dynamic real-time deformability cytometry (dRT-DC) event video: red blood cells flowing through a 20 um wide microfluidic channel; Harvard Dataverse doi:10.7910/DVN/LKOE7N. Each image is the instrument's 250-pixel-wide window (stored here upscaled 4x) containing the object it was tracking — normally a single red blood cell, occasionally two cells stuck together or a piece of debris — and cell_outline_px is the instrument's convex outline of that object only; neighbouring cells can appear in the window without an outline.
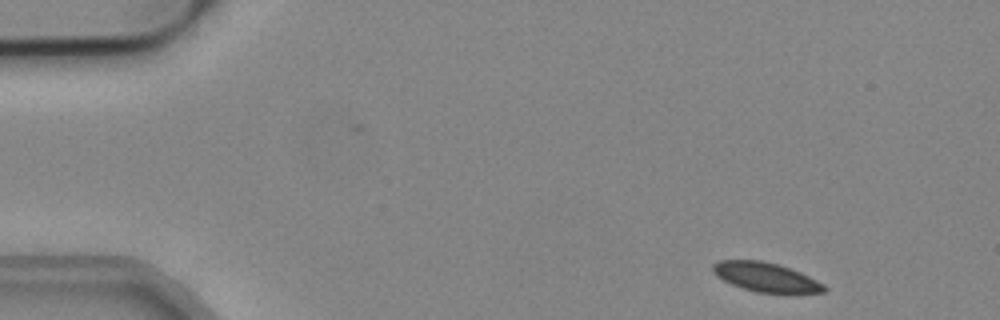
{"species": "common noctule bat (a hibernating species)", "species_latin": "Nyctalus noctula", "temperature_condition": "cold", "stored_images_in_passage": 51, "camera_frame_rate_fps": 3000, "um_per_image_px": 0.085, "animal": {"sex": "male", "body_mass_g": 19.2, "forearm_length_mm": 51.8}, "frame": {"image": 1, "passage_image": 2, "time_ms": 0.333, "image_size_px": [1000, 320], "cell_outline_px": [[828, 288], [824, 292], [756, 292], [732, 284], [716, 276], [712, 272], [712, 264], [720, 260], [760, 260], [776, 264], [800, 272], [824, 284]], "centroid_in_image_um": [65.05, 23.54], "position_along_channel_um": 19.9, "area_um2": 18.55}}
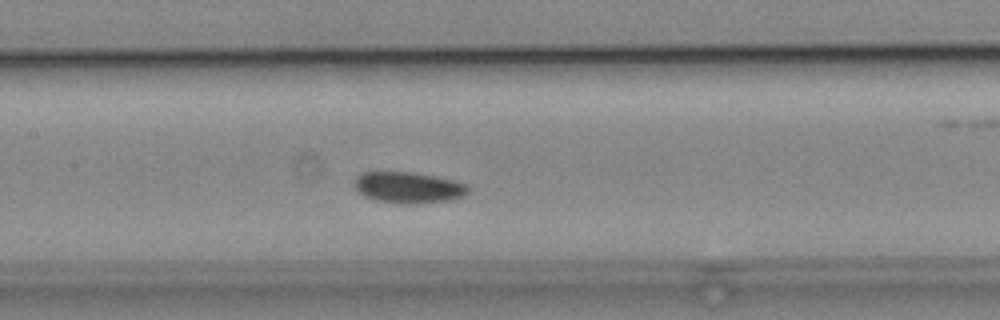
{"frame": {"image": 2, "passage_image": 22, "time_ms": 7.0, "image_size_px": [1000, 320], "cell_outline_px": [[468, 192], [464, 196], [448, 200], [420, 204], [412, 204], [376, 200], [364, 196], [356, 188], [356, 176], [364, 172], [412, 172], [452, 180], [464, 184], [468, 188]], "centroid_in_image_um": [34.71, 15.94], "position_along_channel_um": 172.7, "area_um2": 20.23}}
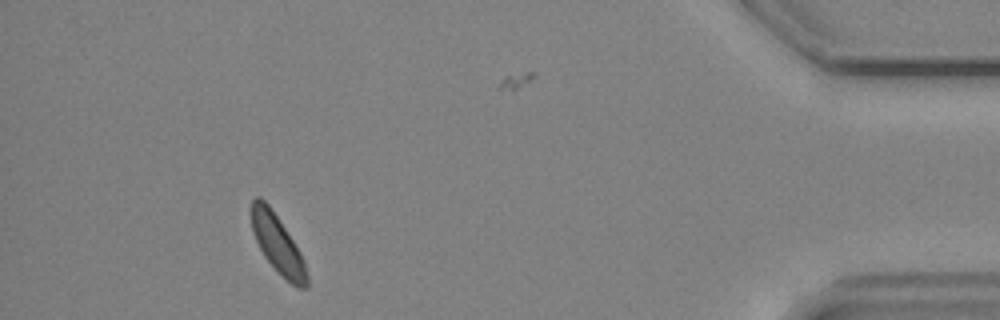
{"frame": {"image": 3, "passage_image": 46, "time_ms": 15.0, "image_size_px": [1000, 320], "cell_outline_px": [[308, 288], [296, 288], [264, 256], [252, 232], [252, 200], [256, 196], [260, 196], [268, 204], [300, 252], [304, 260], [308, 276]], "centroid_in_image_um": [23.61, 20.76], "position_along_channel_um": 411.6, "area_um2": 18.21}, "authors_computed_cell_mechanics": {"area_um2": 19.8832, "velocity_mm_per_s": 3.7548, "shape_relaxation_time_tau1_ms": 1.527, "shape_relaxation_time_tau2_ms": null, "deformation_change_tau1": 0.0394, "deformation_change_tau2": null}}